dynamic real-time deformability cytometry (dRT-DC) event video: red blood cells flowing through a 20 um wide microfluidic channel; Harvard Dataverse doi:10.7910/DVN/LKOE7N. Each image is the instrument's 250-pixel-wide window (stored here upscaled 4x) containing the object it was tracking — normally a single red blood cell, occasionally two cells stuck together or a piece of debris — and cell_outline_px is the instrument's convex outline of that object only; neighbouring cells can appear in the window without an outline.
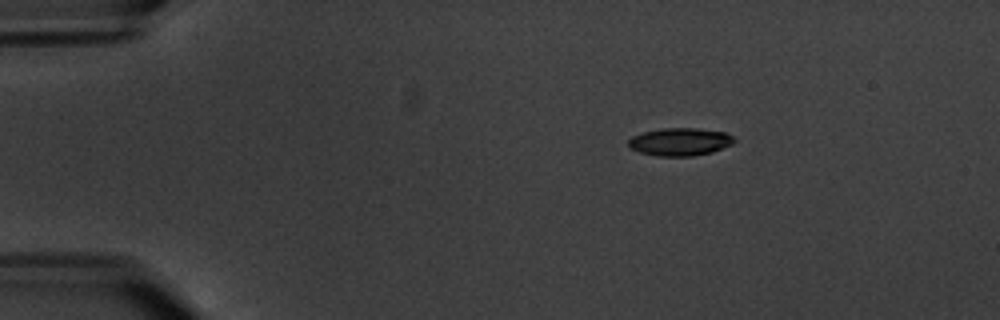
{"species": "common noctule bat (a hibernating species)", "species_latin": "Nyctalus noctula", "temperature_condition": "warm", "stored_images_in_passage": 7, "camera_frame_rate_fps": 3000, "um_per_image_px": 0.085, "animal": {"sex": "male", "body_mass_g": 20.1, "forearm_length_mm": 53.5}, "frame": {"image": 1, "passage_image": 2, "time_ms": 1.333, "image_size_px": [1000, 320], "cell_outline_px": [[736, 140], [732, 144], [712, 152], [692, 156], [656, 156], [640, 152], [628, 148], [628, 140], [632, 136], [644, 132], [664, 128], [696, 128], [724, 132], [732, 136]], "centroid_in_image_um": [57.78, 12.06], "position_along_channel_um": 27.2, "area_um2": 17.11}}
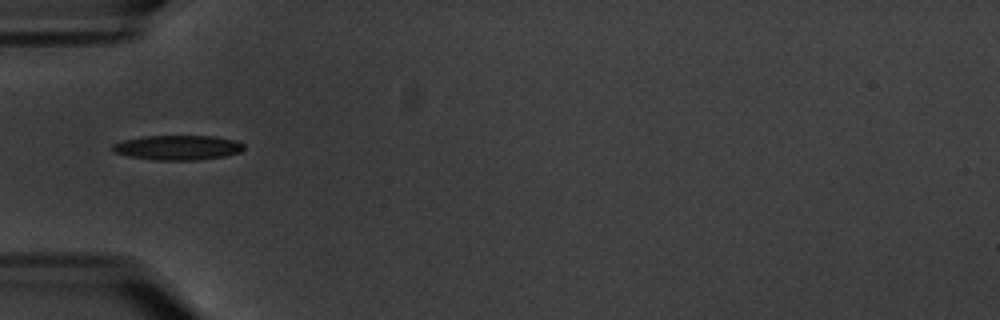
{"frame": {"image": 2, "passage_image": 5, "time_ms": 4.667, "image_size_px": [1000, 320], "cell_outline_px": [[244, 148], [240, 152], [224, 156], [196, 160], [152, 160], [112, 152], [112, 144], [124, 140], [144, 136], [216, 136], [236, 140], [244, 144]], "centroid_in_image_um": [15.12, 12.54], "position_along_channel_um": 69.9, "area_um2": 18.9}}